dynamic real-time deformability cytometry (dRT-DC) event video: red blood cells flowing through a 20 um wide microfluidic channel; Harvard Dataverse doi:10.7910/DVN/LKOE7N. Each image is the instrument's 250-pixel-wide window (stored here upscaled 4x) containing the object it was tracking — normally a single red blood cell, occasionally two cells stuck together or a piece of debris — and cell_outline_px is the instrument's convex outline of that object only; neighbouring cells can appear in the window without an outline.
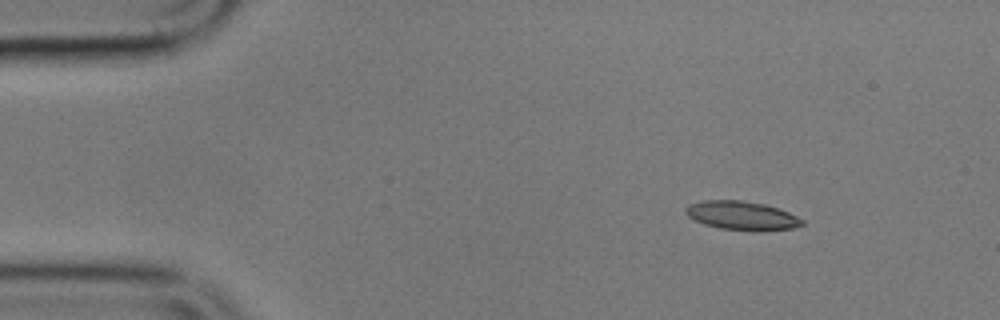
{"species": "common noctule bat (a hibernating species)", "species_latin": "Nyctalus noctula", "temperature_condition": "cold", "stored_images_in_passage": 7, "camera_frame_rate_fps": 3000, "um_per_image_px": 0.085, "animal": {"sex": "male", "body_mass_g": 17.9}, "frame": {"image": 1, "passage_image": 1, "time_ms": 0.0, "image_size_px": [1000, 320], "cell_outline_px": [[804, 224], [792, 228], [760, 232], [720, 228], [704, 224], [688, 216], [684, 212], [684, 208], [688, 204], [704, 200], [740, 200], [764, 204], [788, 212], [804, 220]], "centroid_in_image_um": [63.04, 18.33], "position_along_channel_um": 22.0, "area_um2": 19.59}}
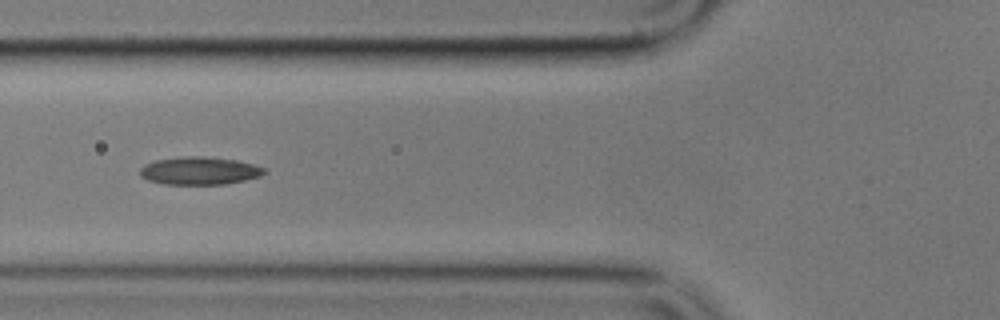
{"frame": {"image": 2, "passage_image": 5, "time_ms": 4.667, "image_size_px": [1000, 320], "cell_outline_px": [[268, 172], [260, 176], [244, 180], [224, 184], [164, 184], [148, 180], [140, 176], [140, 168], [144, 164], [156, 160], [184, 156], [204, 156], [236, 160], [252, 164], [264, 168]], "centroid_in_image_um": [16.94, 14.51], "position_along_channel_um": 108.9, "area_um2": 20.11}}
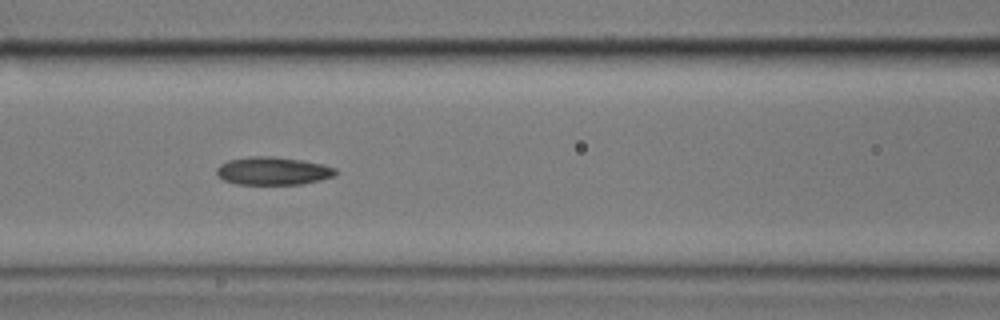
{"frame": {"image": 3, "passage_image": 6, "time_ms": 5.667, "image_size_px": [1000, 320], "cell_outline_px": [[336, 176], [320, 180], [300, 184], [236, 184], [224, 180], [216, 172], [216, 168], [220, 164], [228, 160], [252, 156], [272, 156], [304, 160], [336, 168]], "centroid_in_image_um": [23.2, 14.52], "position_along_channel_um": 143.4, "area_um2": 19.36}}